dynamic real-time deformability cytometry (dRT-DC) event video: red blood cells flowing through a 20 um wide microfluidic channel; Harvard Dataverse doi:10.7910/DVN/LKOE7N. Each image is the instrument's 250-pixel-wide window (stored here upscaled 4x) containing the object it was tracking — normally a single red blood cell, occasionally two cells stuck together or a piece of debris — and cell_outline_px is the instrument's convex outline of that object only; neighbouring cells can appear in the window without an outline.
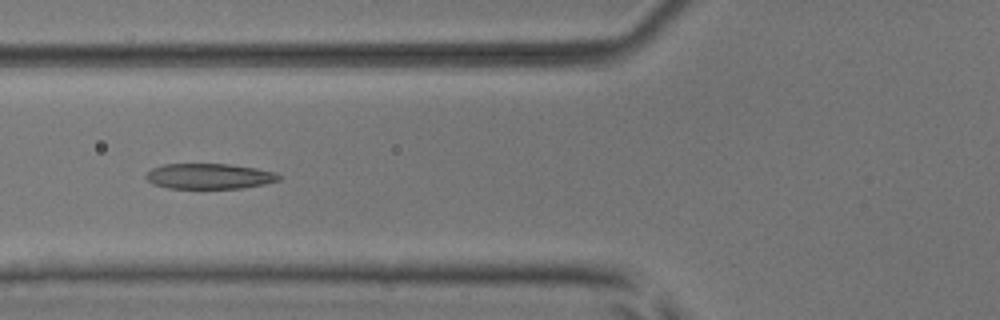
{"species": "common noctule bat (a hibernating species)", "species_latin": "Nyctalus noctula", "temperature_condition": "room temperature", "stored_images_in_passage": 5, "camera_frame_rate_fps": 3000, "um_per_image_px": 0.085, "animal": {"sex": "male", "body_mass_g": 17.9, "forearm_length_mm": 54.2}, "frame": {"image": 1, "passage_image": 5, "time_ms": 5.333, "image_size_px": [1000, 320], "cell_outline_px": [[280, 180], [264, 184], [244, 188], [168, 188], [152, 184], [144, 176], [152, 168], [164, 164], [228, 164], [256, 168], [276, 172], [280, 176]], "centroid_in_image_um": [17.79, 14.98], "position_along_channel_um": 108.0, "area_um2": 19.71}}